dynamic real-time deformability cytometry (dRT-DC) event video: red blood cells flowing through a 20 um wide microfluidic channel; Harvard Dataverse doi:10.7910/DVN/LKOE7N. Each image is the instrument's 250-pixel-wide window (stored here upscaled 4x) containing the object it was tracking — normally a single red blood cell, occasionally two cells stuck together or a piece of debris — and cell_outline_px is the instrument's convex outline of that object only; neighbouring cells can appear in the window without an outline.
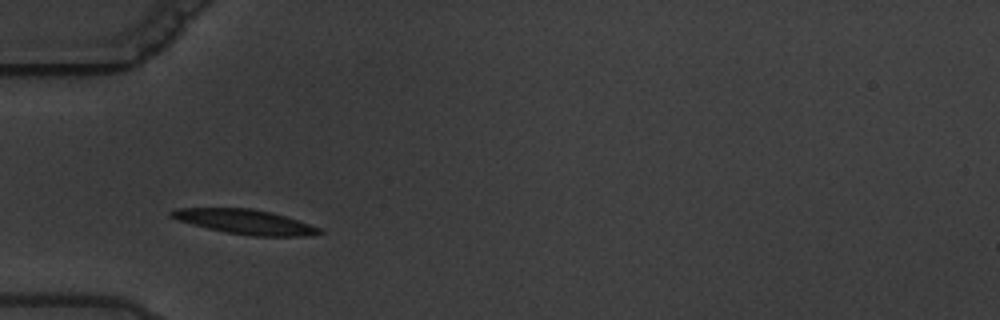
{"species": "common noctule bat (a hibernating species)", "species_latin": "Nyctalus noctula", "temperature_condition": "warm", "stored_images_in_passage": 4, "camera_frame_rate_fps": 3000, "um_per_image_px": 0.085, "animal": {"sex": "male", "body_mass_g": 19.5, "forearm_length_mm": 54.6}, "frame": {"image": 1, "passage_image": 2, "time_ms": 1.0, "image_size_px": [1000, 320], "cell_outline_px": [[324, 232], [312, 236], [252, 236], [224, 232], [176, 220], [168, 216], [168, 212], [176, 208], [248, 208], [272, 212], [320, 228]], "centroid_in_image_um": [20.79, 18.85], "position_along_channel_um": 64.2, "area_um2": 21.21}}